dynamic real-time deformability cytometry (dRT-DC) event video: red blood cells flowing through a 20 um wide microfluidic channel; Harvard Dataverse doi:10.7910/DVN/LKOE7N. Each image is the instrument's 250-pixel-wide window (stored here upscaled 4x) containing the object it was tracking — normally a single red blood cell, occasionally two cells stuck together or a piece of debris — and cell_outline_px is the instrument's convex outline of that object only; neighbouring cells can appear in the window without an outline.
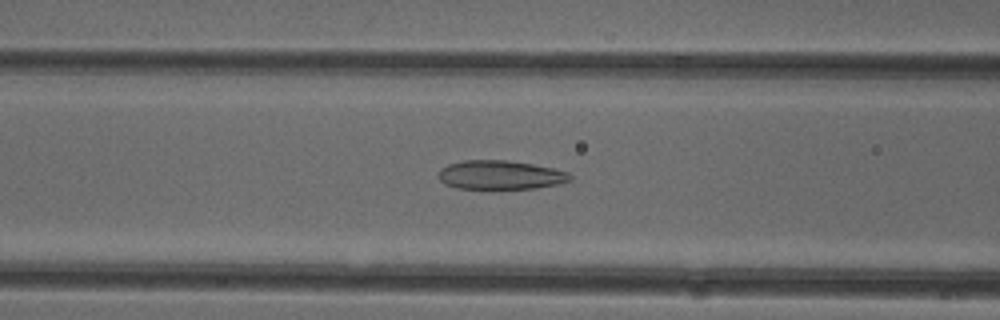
{"species": "common noctule bat (a hibernating species)", "species_latin": "Nyctalus noctula", "temperature_condition": "cold", "stored_images_in_passage": 50, "camera_frame_rate_fps": 3000, "um_per_image_px": 0.085, "animal": {"sex": "female"}, "frame": {"image": 1, "passage_image": 20, "time_ms": 6.333, "image_size_px": [1000, 320], "cell_outline_px": [[572, 180], [560, 184], [536, 188], [456, 188], [444, 184], [436, 176], [440, 168], [448, 164], [464, 160], [508, 160], [532, 164], [552, 168], [568, 172], [572, 176]], "centroid_in_image_um": [42.51, 14.86], "position_along_channel_um": 124.1, "area_um2": 22.31}}
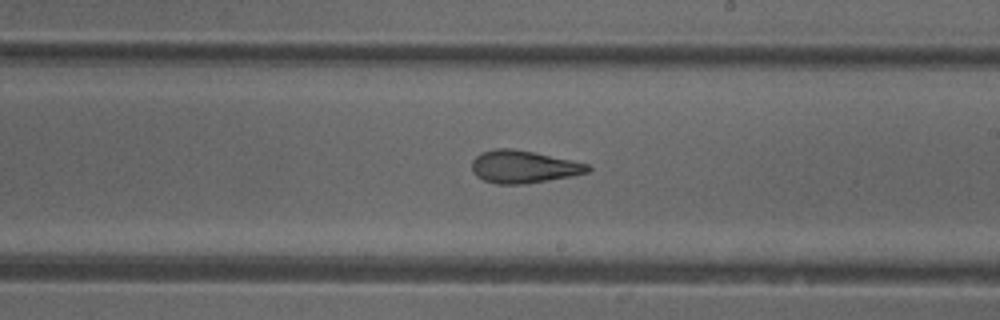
{"frame": {"image": 2, "passage_image": 29, "time_ms": 9.333, "image_size_px": [1000, 320], "cell_outline_px": [[592, 168], [588, 172], [548, 180], [524, 184], [496, 184], [484, 180], [476, 176], [472, 172], [472, 160], [480, 152], [496, 148], [512, 148], [532, 152], [588, 164]], "centroid_in_image_um": [44.43, 14.17], "position_along_channel_um": 244.6, "area_um2": 21.79}}
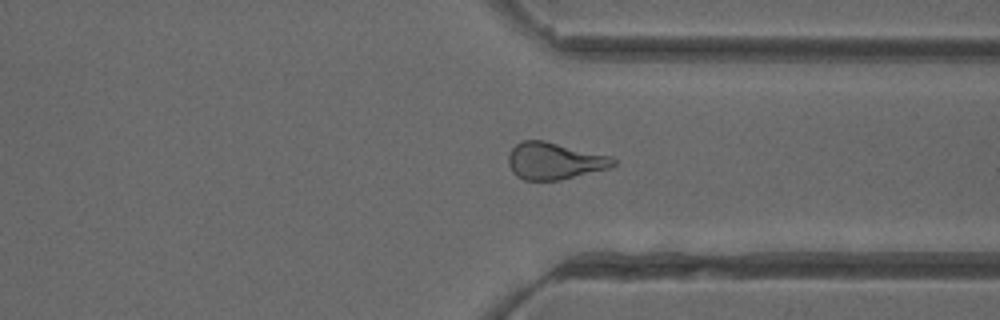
{"frame": {"image": 3, "passage_image": 38, "time_ms": 12.333, "image_size_px": [1000, 320], "cell_outline_px": [[616, 164], [608, 168], [560, 180], [524, 180], [516, 176], [512, 172], [508, 164], [508, 156], [512, 148], [516, 144], [524, 140], [544, 140], [608, 156], [616, 160]], "centroid_in_image_um": [47.07, 13.68], "position_along_channel_um": 364.3, "area_um2": 22.31}, "authors_computed_cell_mechanics": {"area_um2": 23.4957, "velocity_mm_per_s": 3.9963, "shape_relaxation_time_tau1_ms": 6.6042, "shape_relaxation_time_tau2_ms": 1.449, "deformation_change_tau1": 0.1706, "deformation_change_tau2": 0.0861}}